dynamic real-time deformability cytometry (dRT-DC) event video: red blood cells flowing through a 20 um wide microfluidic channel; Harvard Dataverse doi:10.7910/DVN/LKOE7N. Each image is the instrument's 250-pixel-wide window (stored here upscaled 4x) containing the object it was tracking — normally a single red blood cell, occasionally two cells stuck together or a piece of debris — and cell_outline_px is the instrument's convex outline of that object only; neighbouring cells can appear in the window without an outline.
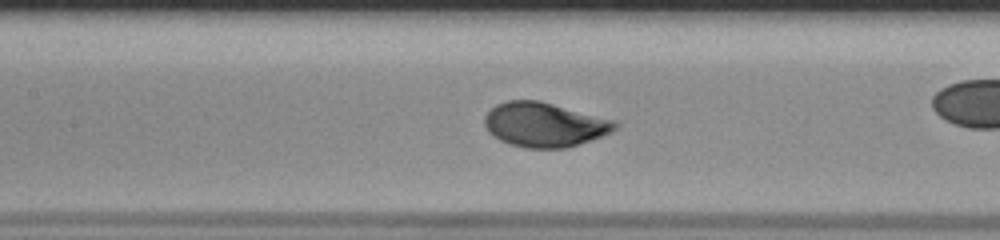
{"species": "human", "species_latin": "Homo sapiens", "temperature_condition": "room temperature", "stored_images_in_passage": 50, "camera_frame_rate_fps": 3000, "um_per_image_px": 0.085, "donor": {"sex": "male"}, "frame": {"image": 1, "passage_image": 22, "time_ms": 7.0, "image_size_px": [1000, 240], "cell_outline_px": [[620, 124], [612, 132], [604, 136], [564, 148], [528, 148], [508, 144], [492, 136], [488, 132], [484, 124], [484, 116], [496, 104], [508, 100], [540, 100], [616, 120]], "centroid_in_image_um": [46.29, 10.59], "position_along_channel_um": 161.1, "area_um2": 34.1}}
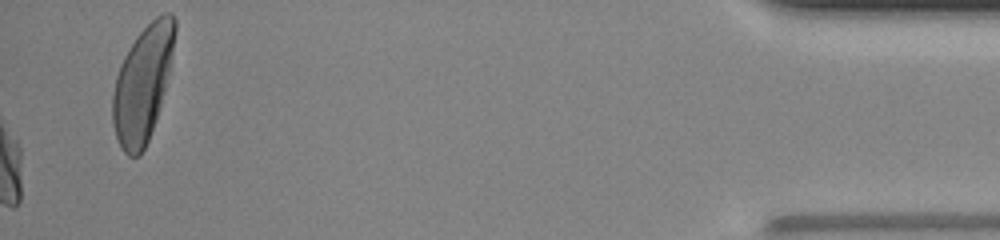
{"frame": {"image": 2, "passage_image": 50, "time_ms": 16.333, "image_size_px": [1000, 240], "cell_outline_px": [[176, 32], [164, 92], [156, 120], [148, 140], [140, 156], [128, 156], [120, 148], [112, 124], [112, 96], [116, 76], [120, 64], [128, 48], [136, 36], [156, 16], [164, 12], [172, 12], [176, 20]], "centroid_in_image_um": [12.11, 7.11], "position_along_channel_um": 423.1, "area_um2": 41.85}, "authors_computed_cell_mechanics": {"area_um2": 33.9864, "velocity_mm_per_s": 3.9898, "shape_relaxation_time_tau1_ms": 2.342, "shape_relaxation_time_tau2_ms": null, "deformation_change_tau1": 0.1353, "deformation_change_tau2": null}}